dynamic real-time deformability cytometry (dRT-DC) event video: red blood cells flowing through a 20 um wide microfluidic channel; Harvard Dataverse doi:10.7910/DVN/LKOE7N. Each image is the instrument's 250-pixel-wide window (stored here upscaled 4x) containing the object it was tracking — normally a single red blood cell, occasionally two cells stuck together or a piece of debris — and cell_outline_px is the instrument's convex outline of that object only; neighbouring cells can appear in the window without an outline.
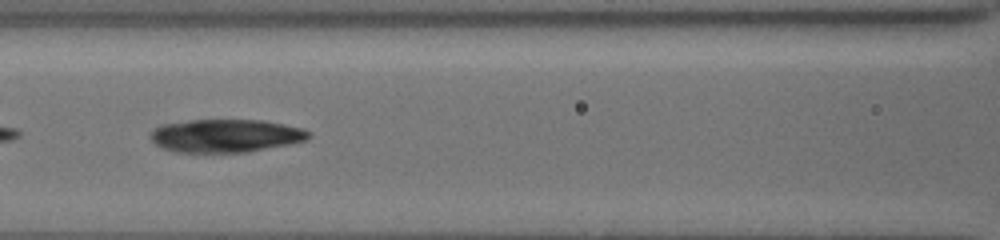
{"species": "common noctule bat (a hibernating species)", "species_latin": "Nyctalus noctula", "temperature_condition": "cold", "stored_images_in_passage": 31, "camera_frame_rate_fps": 3000, "um_per_image_px": 0.085, "animal": {"sex": "female", "body_mass_g": 19.5, "forearm_length_mm": 54.1}, "frame": {"image": 1, "passage_image": 28, "time_ms": 9.0, "image_size_px": [1000, 240], "cell_outline_px": [[312, 136], [308, 140], [292, 144], [248, 152], [172, 152], [156, 144], [152, 140], [152, 132], [156, 128], [164, 124], [192, 120], [264, 120], [304, 128], [312, 132]], "centroid_in_image_um": [19.29, 11.54], "position_along_channel_um": 147.3, "area_um2": 30.63}}